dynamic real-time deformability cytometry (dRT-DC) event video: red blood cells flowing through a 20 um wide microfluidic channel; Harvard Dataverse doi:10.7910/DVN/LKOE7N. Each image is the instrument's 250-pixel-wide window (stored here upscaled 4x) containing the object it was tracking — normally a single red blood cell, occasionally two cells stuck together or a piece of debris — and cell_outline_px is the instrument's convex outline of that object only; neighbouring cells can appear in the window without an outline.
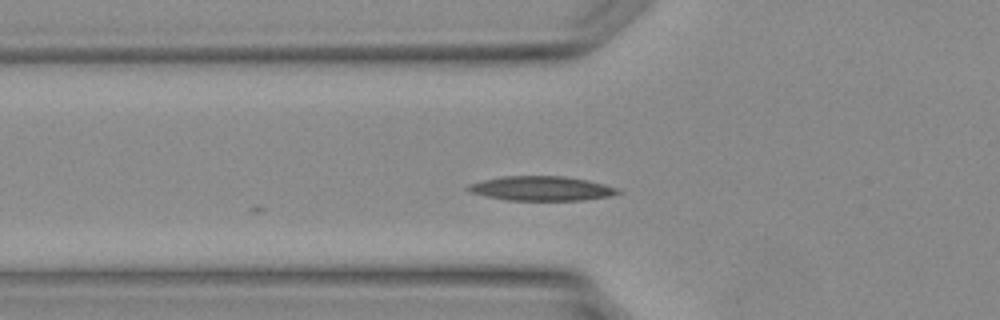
{"species": "Egyptian fruit bat (a non-hibernating species)", "species_latin": "Rousettus aegyptiacus", "temperature_condition": "warm", "stored_images_in_passage": 4, "camera_frame_rate_fps": 3000, "um_per_image_px": 0.085, "animal": {"sex": "female"}, "frame": {"image": 1, "passage_image": 4, "time_ms": 1.0, "image_size_px": [1000, 320], "cell_outline_px": [[620, 192], [608, 196], [584, 200], [508, 200], [488, 196], [472, 192], [464, 188], [468, 184], [480, 180], [504, 176], [564, 176], [588, 180], [604, 184], [616, 188]], "centroid_in_image_um": [45.98, 16.01], "position_along_channel_um": 79.8, "area_um2": 21.15}}